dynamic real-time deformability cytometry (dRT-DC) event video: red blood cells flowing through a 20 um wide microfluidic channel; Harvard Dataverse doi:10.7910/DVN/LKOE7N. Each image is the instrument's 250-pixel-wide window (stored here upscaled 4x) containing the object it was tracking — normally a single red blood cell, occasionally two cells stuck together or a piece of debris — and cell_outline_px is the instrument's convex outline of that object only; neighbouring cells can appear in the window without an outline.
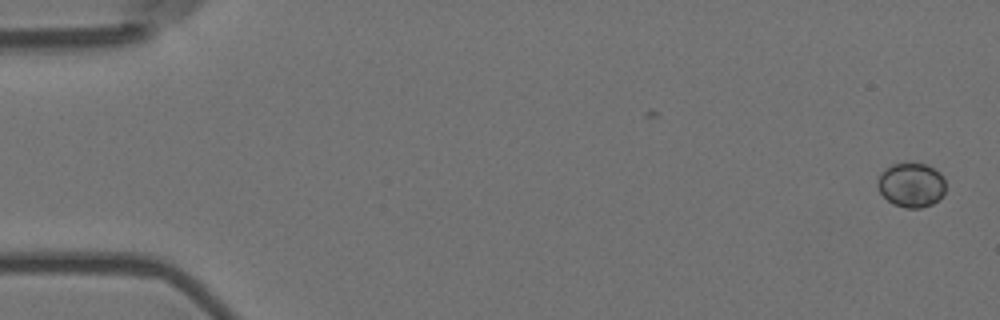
{"species": "Egyptian fruit bat (a non-hibernating species)", "species_latin": "Rousettus aegyptiacus", "temperature_condition": "room temperature", "stored_images_in_passage": 10, "camera_frame_rate_fps": 3000, "um_per_image_px": 0.085, "animal": {"sex": "female"}, "frame": {"image": 1, "passage_image": 1, "time_ms": 0.0, "image_size_px": [1000, 320], "cell_outline_px": [[944, 192], [932, 204], [920, 208], [904, 208], [892, 204], [880, 192], [876, 184], [880, 172], [884, 168], [892, 164], [904, 160], [924, 164], [940, 172], [944, 180]], "centroid_in_image_um": [77.4, 15.68], "position_along_channel_um": 7.6, "area_um2": 17.92}}
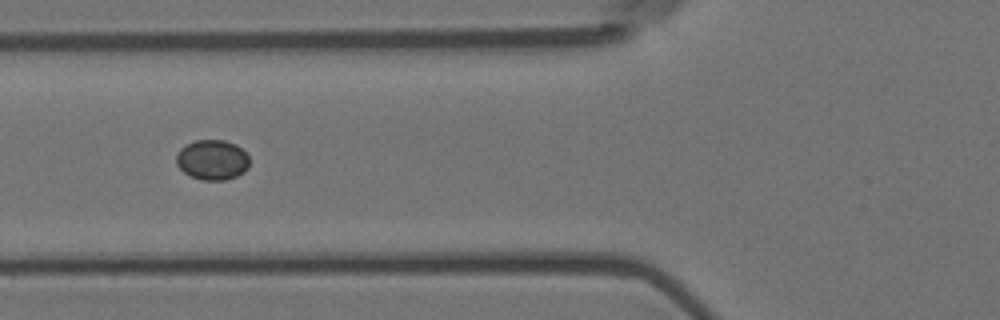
{"frame": {"image": 2, "passage_image": 6, "time_ms": 1.667, "image_size_px": [1000, 320], "cell_outline_px": [[248, 168], [244, 172], [236, 176], [224, 180], [200, 180], [184, 172], [176, 164], [176, 156], [180, 148], [196, 140], [224, 140], [236, 144], [248, 156]], "centroid_in_image_um": [18.04, 13.59], "position_along_channel_um": 107.8, "area_um2": 16.99}}
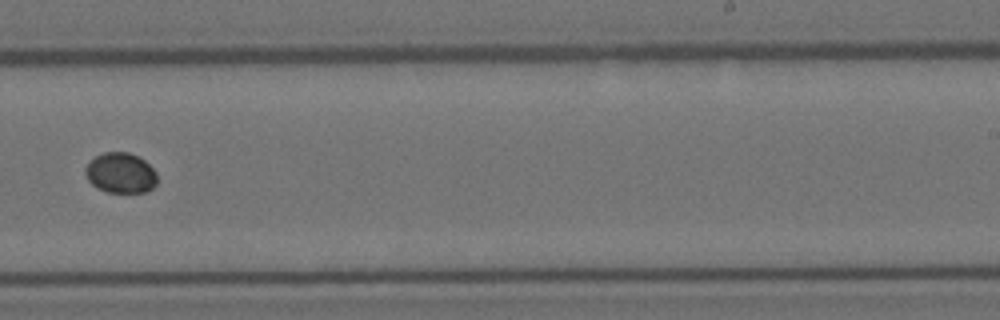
{"frame": {"image": 3, "passage_image": 10, "time_ms": 3.0, "image_size_px": [1000, 320], "cell_outline_px": [[156, 184], [152, 188], [144, 192], [108, 192], [96, 188], [88, 180], [84, 172], [84, 168], [88, 160], [104, 152], [128, 152], [144, 160], [156, 172]], "centroid_in_image_um": [10.21, 14.7], "position_along_channel_um": 278.8, "area_um2": 16.94}}